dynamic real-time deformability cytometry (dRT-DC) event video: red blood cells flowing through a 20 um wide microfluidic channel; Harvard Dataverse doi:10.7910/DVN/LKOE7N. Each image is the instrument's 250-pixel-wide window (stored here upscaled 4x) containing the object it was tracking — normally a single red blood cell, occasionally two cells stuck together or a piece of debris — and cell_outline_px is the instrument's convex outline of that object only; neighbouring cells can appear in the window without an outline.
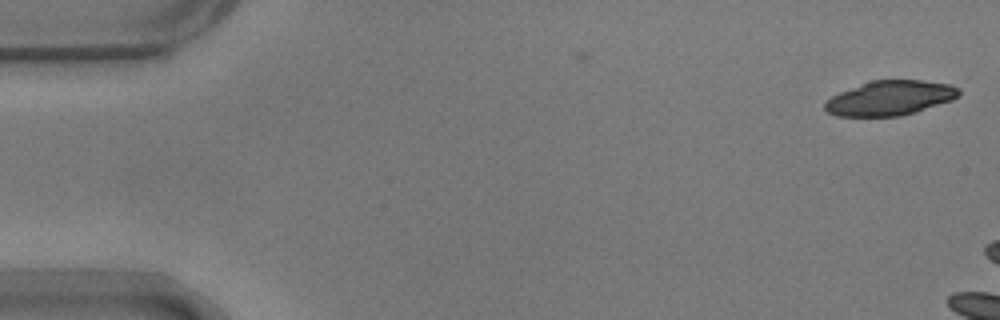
{"species": "common noctule bat (a hibernating species)", "species_latin": "Nyctalus noctula", "temperature_condition": "warm", "stored_images_in_passage": 6, "camera_frame_rate_fps": 3000, "um_per_image_px": 0.085, "animal": {"sex": "male", "body_mass_g": 17.9}, "frame": {"image": 1, "passage_image": 1, "time_ms": 0.0, "image_size_px": [1000, 320], "cell_outline_px": [[960, 96], [952, 100], [916, 112], [900, 116], [836, 116], [828, 112], [824, 108], [824, 104], [832, 96], [840, 92], [872, 80], [920, 80], [960, 84]], "centroid_in_image_um": [75.74, 8.32], "position_along_channel_um": 9.3, "area_um2": 27.28}}